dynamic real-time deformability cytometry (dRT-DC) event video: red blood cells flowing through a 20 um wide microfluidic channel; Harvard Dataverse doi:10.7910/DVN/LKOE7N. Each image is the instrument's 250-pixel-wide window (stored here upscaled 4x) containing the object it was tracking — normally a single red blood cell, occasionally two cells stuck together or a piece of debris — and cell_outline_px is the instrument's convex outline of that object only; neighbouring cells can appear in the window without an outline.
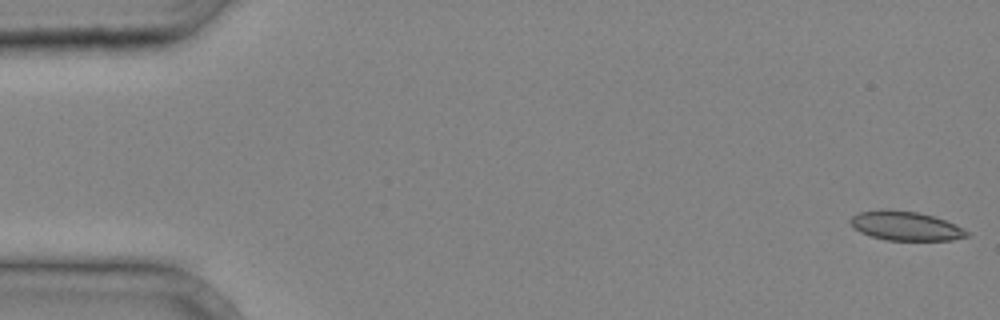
{"species": "common noctule bat (a hibernating species)", "species_latin": "Nyctalus noctula", "temperature_condition": "cold", "stored_images_in_passage": 38, "camera_frame_rate_fps": 3000, "um_per_image_px": 0.085, "animal": {"sex": "male", "body_mass_g": 20.4}, "frame": {"image": 1, "passage_image": 1, "time_ms": 0.0, "image_size_px": [1000, 320], "cell_outline_px": [[972, 236], [952, 240], [884, 240], [860, 232], [852, 228], [848, 220], [852, 216], [860, 212], [880, 208], [884, 208], [916, 212], [932, 216], [956, 224], [972, 232]], "centroid_in_image_um": [76.98, 19.2], "position_along_channel_um": 8.0, "area_um2": 20.17}}
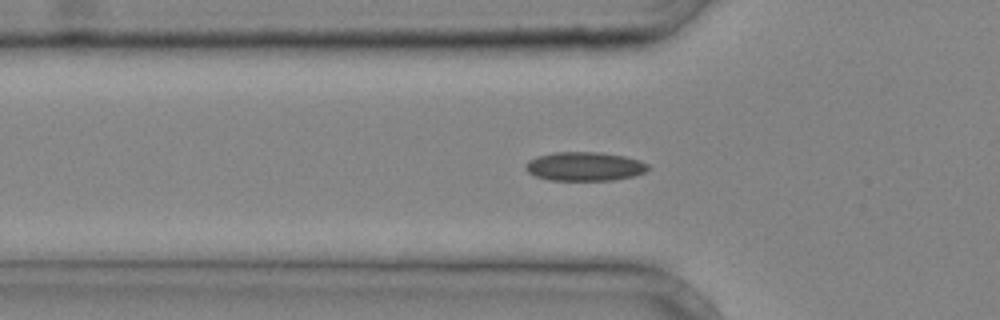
{"frame": {"image": 2, "passage_image": 13, "time_ms": 4.0, "image_size_px": [1000, 320], "cell_outline_px": [[652, 168], [644, 172], [632, 176], [612, 180], [548, 180], [536, 176], [528, 172], [524, 168], [524, 164], [528, 160], [536, 156], [556, 152], [600, 152], [624, 156], [640, 160], [648, 164]], "centroid_in_image_um": [49.68, 14.14], "position_along_channel_um": 76.1, "area_um2": 20.75}}
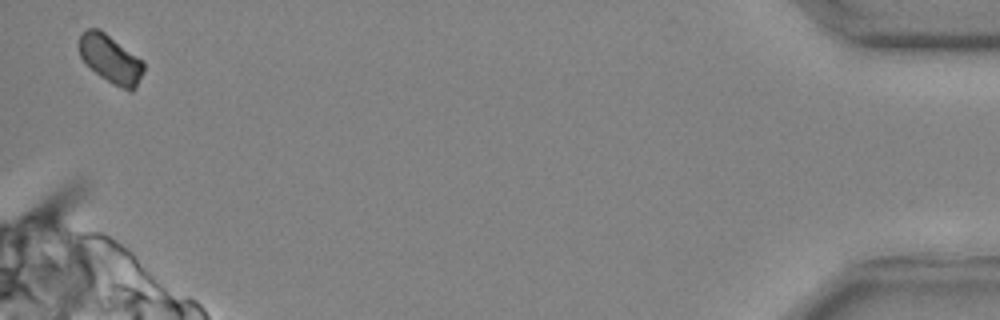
{"frame": {"image": 3, "passage_image": 38, "time_ms": 12.333, "image_size_px": [1000, 320], "cell_outline_px": [[144, 72], [136, 88], [132, 92], [128, 92], [100, 76], [80, 56], [80, 36], [88, 28], [96, 28], [104, 32], [144, 60]], "centroid_in_image_um": [9.47, 5.05], "position_along_channel_um": 425.7, "area_um2": 17.92}}